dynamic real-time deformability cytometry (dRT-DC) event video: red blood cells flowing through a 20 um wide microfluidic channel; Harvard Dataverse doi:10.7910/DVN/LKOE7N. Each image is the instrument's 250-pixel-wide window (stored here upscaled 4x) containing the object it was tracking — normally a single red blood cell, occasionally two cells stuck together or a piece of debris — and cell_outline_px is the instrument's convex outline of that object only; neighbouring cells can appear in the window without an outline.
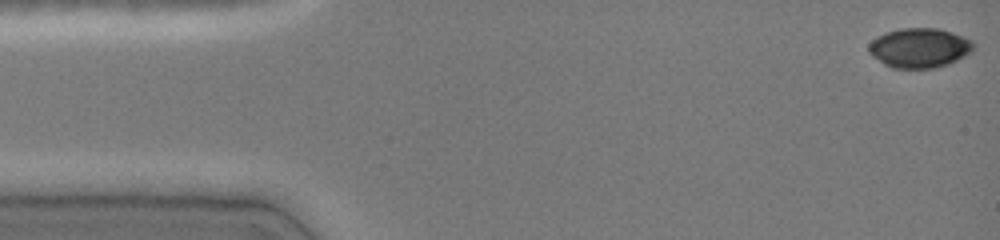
{"species": "common noctule bat (a hibernating species)", "species_latin": "Nyctalus noctula", "temperature_condition": "cold", "stored_images_in_passage": 43, "camera_frame_rate_fps": 3000, "um_per_image_px": 0.085, "animal": {"sex": "female", "body_mass_g": 19.0, "forearm_length_mm": 51.5}, "frame": {"image": 1, "passage_image": 1, "time_ms": 0.0, "image_size_px": [1000, 240], "cell_outline_px": [[976, 48], [972, 52], [948, 64], [936, 68], [892, 68], [884, 64], [872, 56], [868, 52], [868, 44], [876, 36], [884, 32], [900, 28], [940, 28], [964, 36], [972, 40], [976, 44]], "centroid_in_image_um": [78.17, 4.06], "position_along_channel_um": 6.8, "area_um2": 24.62}}
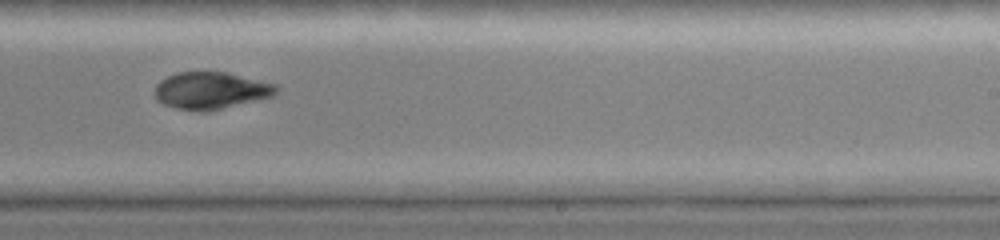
{"frame": {"image": 2, "passage_image": 29, "time_ms": 9.333, "image_size_px": [1000, 240], "cell_outline_px": [[280, 88], [272, 96], [208, 112], [200, 112], [176, 108], [164, 104], [156, 100], [156, 84], [160, 80], [176, 72], [228, 72], [276, 84]], "centroid_in_image_um": [17.92, 7.69], "position_along_channel_um": 271.1, "area_um2": 26.3}}
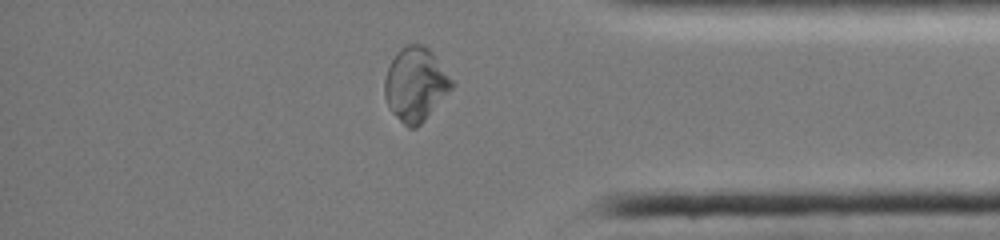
{"frame": {"image": 3, "passage_image": 39, "time_ms": 12.667, "image_size_px": [1000, 240], "cell_outline_px": [[456, 84], [424, 120], [416, 128], [408, 128], [388, 108], [384, 96], [384, 80], [388, 68], [396, 52], [400, 48], [408, 44], [424, 44], [432, 52]], "centroid_in_image_um": [35.31, 7.16], "position_along_channel_um": 399.9, "area_um2": 28.78}, "authors_computed_cell_mechanics": {"area_um2": 26.9926, "velocity_mm_per_s": 4.0867, "shape_relaxation_time_tau1_ms": null, "shape_relaxation_time_tau2_ms": 1.4211, "deformation_change_tau1": null, "deformation_change_tau2": 0.0424}}